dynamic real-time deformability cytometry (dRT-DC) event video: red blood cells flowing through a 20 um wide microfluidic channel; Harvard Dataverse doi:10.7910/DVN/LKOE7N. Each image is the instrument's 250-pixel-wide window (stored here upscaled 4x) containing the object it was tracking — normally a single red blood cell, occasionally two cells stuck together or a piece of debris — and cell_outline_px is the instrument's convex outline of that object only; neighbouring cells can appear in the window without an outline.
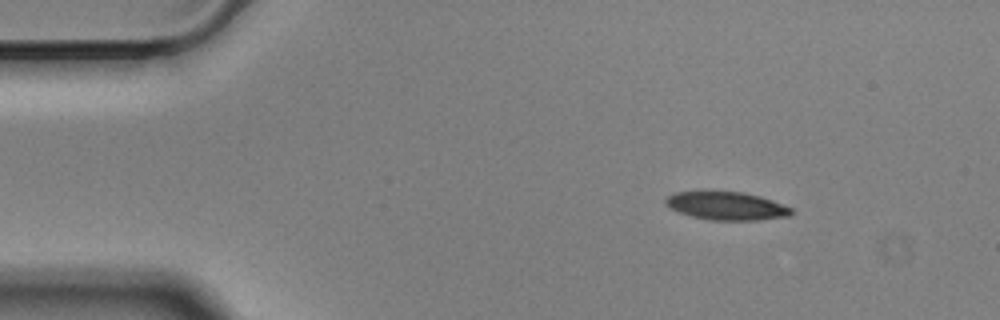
{"species": "Egyptian fruit bat (a non-hibernating species)", "species_latin": "Rousettus aegyptiacus", "temperature_condition": "cold", "stored_images_in_passage": 50, "camera_frame_rate_fps": 3000, "um_per_image_px": 0.085, "animal": {"sex": "male"}, "frame": {"image": 1, "passage_image": 1, "time_ms": 0.0, "image_size_px": [1000, 320], "cell_outline_px": [[792, 212], [788, 216], [756, 220], [708, 220], [692, 216], [680, 212], [664, 204], [664, 200], [668, 196], [676, 192], [744, 192], [760, 196], [772, 200], [792, 208]], "centroid_in_image_um": [61.76, 17.5], "position_along_channel_um": 23.2, "area_um2": 20.35}}
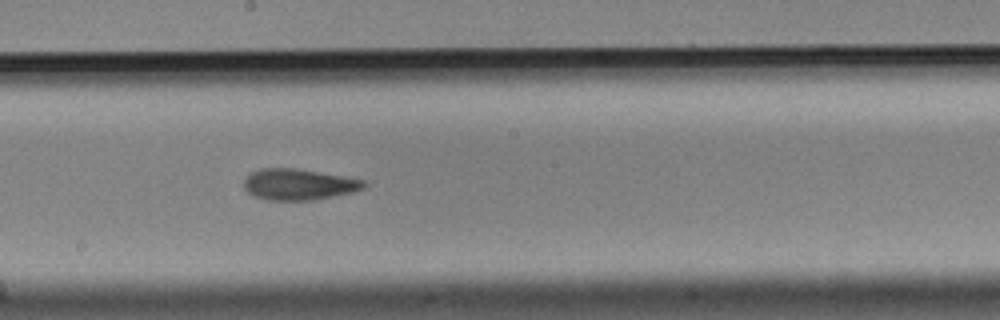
{"frame": {"image": 2, "passage_image": 24, "time_ms": 7.667, "image_size_px": [1000, 320], "cell_outline_px": [[368, 184], [364, 188], [352, 192], [312, 200], [268, 200], [252, 196], [244, 188], [244, 180], [252, 172], [260, 168], [292, 168], [364, 180]], "centroid_in_image_um": [25.35, 15.68], "position_along_channel_um": 222.8, "area_um2": 21.44}}
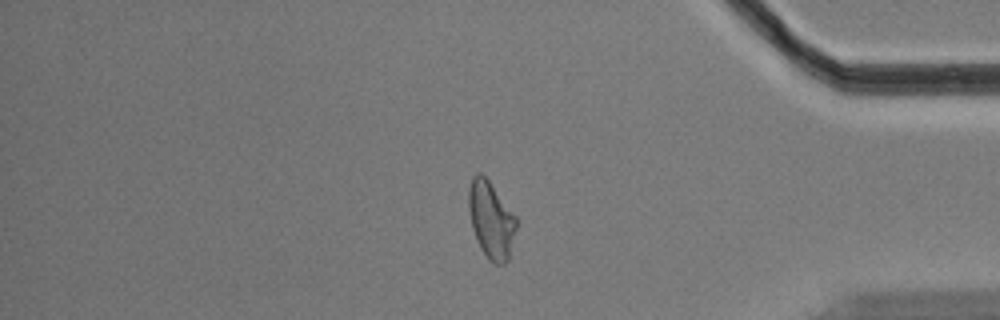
{"frame": {"image": 3, "passage_image": 41, "time_ms": 13.333, "image_size_px": [1000, 320], "cell_outline_px": [[516, 228], [508, 260], [504, 264], [496, 264], [488, 260], [480, 248], [472, 228], [468, 208], [468, 188], [472, 176], [476, 172], [480, 172], [488, 180], [516, 216]], "centroid_in_image_um": [41.72, 18.68], "position_along_channel_um": 393.5, "area_um2": 21.33}, "authors_computed_cell_mechanics": {"area_um2": 21.5594, "velocity_mm_per_s": 3.4956, "shape_relaxation_time_tau1_ms": null, "shape_relaxation_time_tau2_ms": 2.6178, "deformation_change_tau1": null, "deformation_change_tau2": 0.0919}}